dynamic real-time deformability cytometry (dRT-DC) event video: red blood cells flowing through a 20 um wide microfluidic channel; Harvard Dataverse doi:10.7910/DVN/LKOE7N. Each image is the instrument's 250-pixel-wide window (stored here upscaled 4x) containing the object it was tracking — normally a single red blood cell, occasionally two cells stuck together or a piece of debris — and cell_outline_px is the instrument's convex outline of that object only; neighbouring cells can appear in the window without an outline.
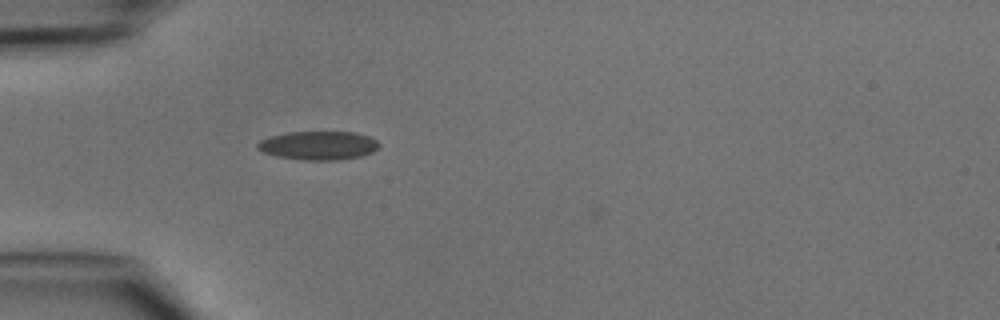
{"species": "common noctule bat (a hibernating species)", "species_latin": "Nyctalus noctula", "temperature_condition": "cold", "stored_images_in_passage": 44, "camera_frame_rate_fps": 3000, "um_per_image_px": 0.085, "animal": {"sex": "male", "body_mass_g": 15.6}, "frame": {"image": 1, "passage_image": 11, "time_ms": 3.333, "image_size_px": [1000, 320], "cell_outline_px": [[380, 144], [372, 152], [360, 156], [340, 160], [304, 160], [276, 156], [264, 152], [256, 148], [256, 144], [260, 140], [272, 136], [288, 132], [356, 132], [368, 136], [376, 140]], "centroid_in_image_um": [27.06, 12.36], "position_along_channel_um": 57.9, "area_um2": 20.23}}
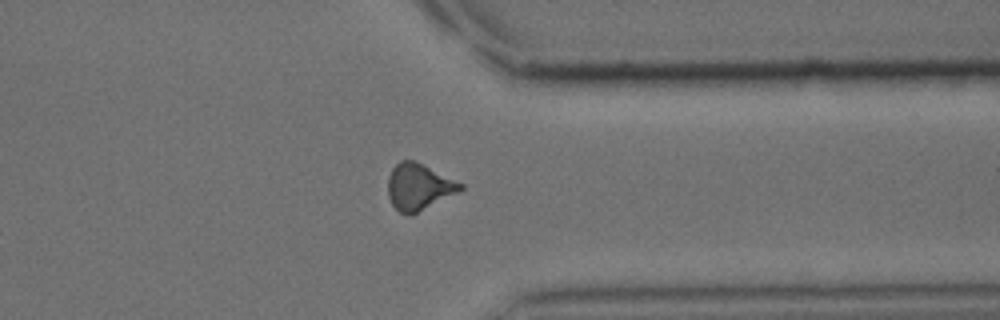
{"frame": {"image": 2, "passage_image": 34, "time_ms": 11.0, "image_size_px": [1000, 320], "cell_outline_px": [[464, 188], [416, 212], [400, 212], [392, 204], [388, 196], [388, 176], [392, 168], [400, 160], [416, 160], [464, 184]], "centroid_in_image_um": [35.57, 15.81], "position_along_channel_um": 375.8, "area_um2": 19.07}}
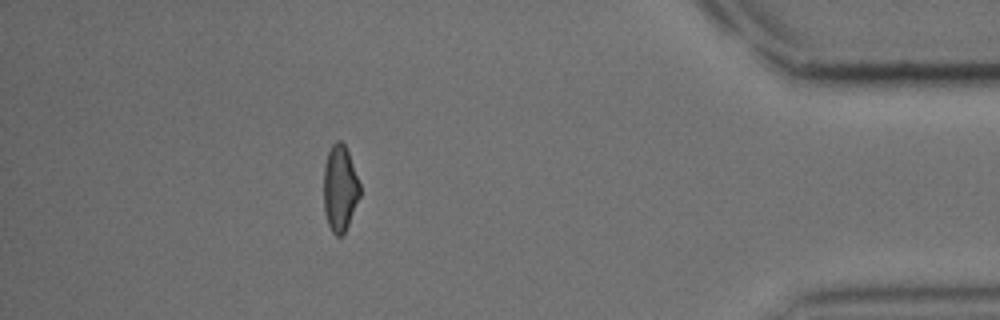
{"frame": {"image": 3, "passage_image": 39, "time_ms": 12.667, "image_size_px": [1000, 320], "cell_outline_px": [[360, 196], [348, 224], [344, 232], [340, 236], [336, 236], [332, 232], [328, 224], [324, 212], [324, 164], [328, 152], [332, 144], [336, 140], [340, 140], [344, 144], [348, 152], [360, 184]], "centroid_in_image_um": [28.88, 15.99], "position_along_channel_um": 406.3, "area_um2": 18.09}}